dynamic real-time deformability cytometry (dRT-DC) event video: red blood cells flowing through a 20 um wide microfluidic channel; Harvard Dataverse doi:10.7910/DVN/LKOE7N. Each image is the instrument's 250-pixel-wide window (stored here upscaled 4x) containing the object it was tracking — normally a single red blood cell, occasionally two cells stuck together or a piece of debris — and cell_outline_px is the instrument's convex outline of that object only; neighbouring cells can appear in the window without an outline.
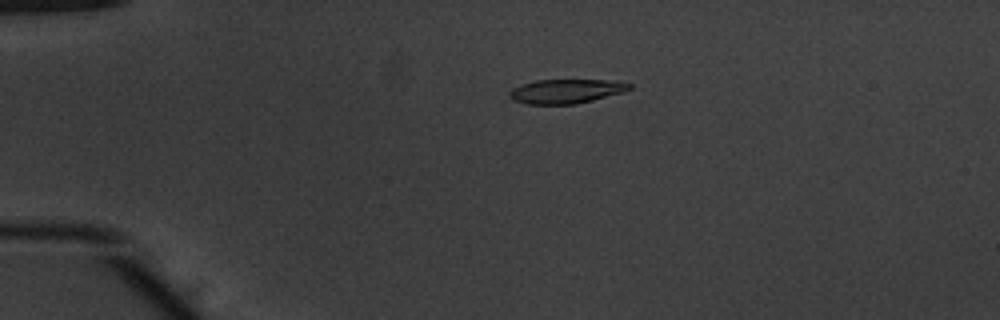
{"species": "common noctule bat (a hibernating species)", "species_latin": "Nyctalus noctula", "temperature_condition": "warm", "stored_images_in_passage": 42, "camera_frame_rate_fps": 3000, "um_per_image_px": 0.085, "animal": {"sex": "male", "body_mass_g": 20.1, "forearm_length_mm": 53.5}, "frame": {"image": 1, "passage_image": 2, "time_ms": 0.333, "image_size_px": [1000, 320], "cell_outline_px": [[632, 88], [624, 92], [576, 104], [528, 104], [512, 100], [508, 96], [508, 92], [512, 88], [536, 80], [608, 80], [632, 84]], "centroid_in_image_um": [48.1, 7.76], "position_along_channel_um": 36.9, "area_um2": 16.88}}
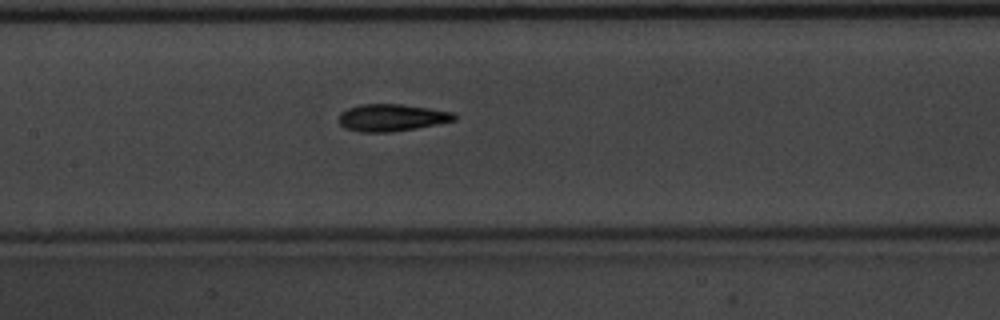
{"frame": {"image": 2, "passage_image": 16, "time_ms": 5.0, "image_size_px": [1000, 320], "cell_outline_px": [[456, 120], [416, 128], [392, 132], [360, 132], [344, 128], [340, 124], [340, 112], [348, 108], [360, 104], [400, 104], [456, 112]], "centroid_in_image_um": [33.3, 10.0], "position_along_channel_um": 174.1, "area_um2": 18.26}}
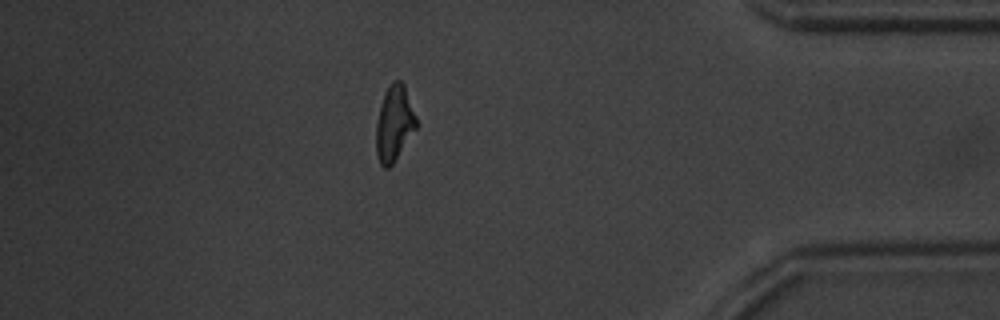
{"frame": {"image": 3, "passage_image": 36, "time_ms": 11.667, "image_size_px": [1000, 320], "cell_outline_px": [[420, 124], [392, 164], [388, 168], [384, 168], [380, 164], [376, 156], [376, 124], [380, 104], [384, 92], [392, 80], [400, 80], [404, 84]], "centroid_in_image_um": [33.53, 10.47], "position_along_channel_um": 401.7, "area_um2": 18.09}, "authors_computed_cell_mechanics": {"area_um2": 17.8024, "velocity_mm_per_s": 3.8968, "shape_relaxation_time_tau1_ms": 3.6024, "shape_relaxation_time_tau2_ms": 2.327, "deformation_change_tau1": 0.1517, "deformation_change_tau2": 0.097}}